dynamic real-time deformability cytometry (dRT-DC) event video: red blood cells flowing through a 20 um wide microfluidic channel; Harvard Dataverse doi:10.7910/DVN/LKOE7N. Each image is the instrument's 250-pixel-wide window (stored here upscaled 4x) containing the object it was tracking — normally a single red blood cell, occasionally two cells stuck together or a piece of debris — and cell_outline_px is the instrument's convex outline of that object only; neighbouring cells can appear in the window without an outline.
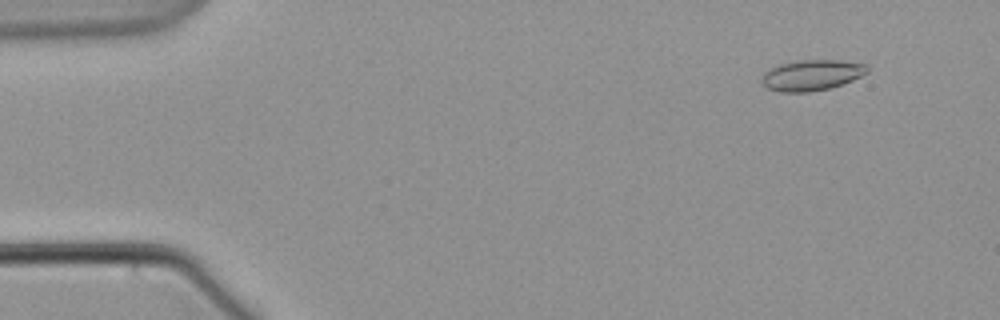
{"species": "common noctule bat (a hibernating species)", "species_latin": "Nyctalus noctula", "temperature_condition": "warm", "stored_images_in_passage": 59, "camera_frame_rate_fps": 3000, "um_per_image_px": 0.085, "animal": {"sex": "male", "body_mass_g": 21.5, "forearm_length_mm": 52.0}, "frame": {"image": 1, "passage_image": 6, "time_ms": 1.667, "image_size_px": [1000, 320], "cell_outline_px": [[868, 72], [852, 80], [828, 88], [808, 92], [780, 92], [768, 88], [760, 80], [764, 72], [780, 64], [800, 60], [840, 60], [868, 64]], "centroid_in_image_um": [69.0, 6.38], "position_along_channel_um": 16.0, "area_um2": 18.73}}
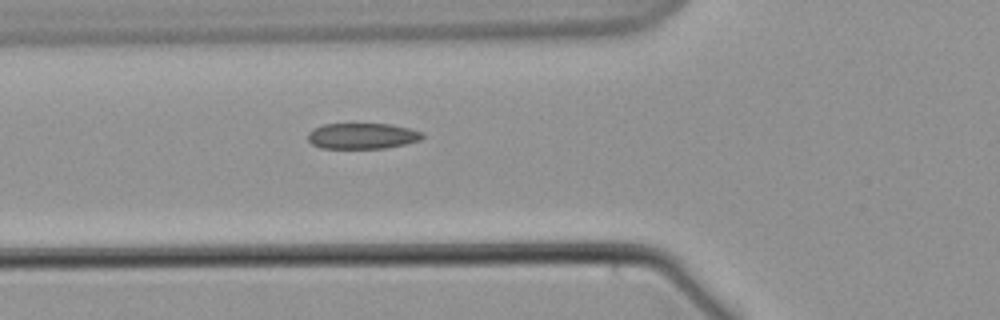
{"frame": {"image": 2, "passage_image": 22, "time_ms": 7.0, "image_size_px": [1000, 320], "cell_outline_px": [[424, 136], [420, 140], [404, 144], [384, 148], [320, 148], [312, 144], [308, 140], [308, 132], [312, 128], [324, 124], [392, 124], [424, 132]], "centroid_in_image_um": [30.78, 11.55], "position_along_channel_um": 95.0, "area_um2": 17.28}}
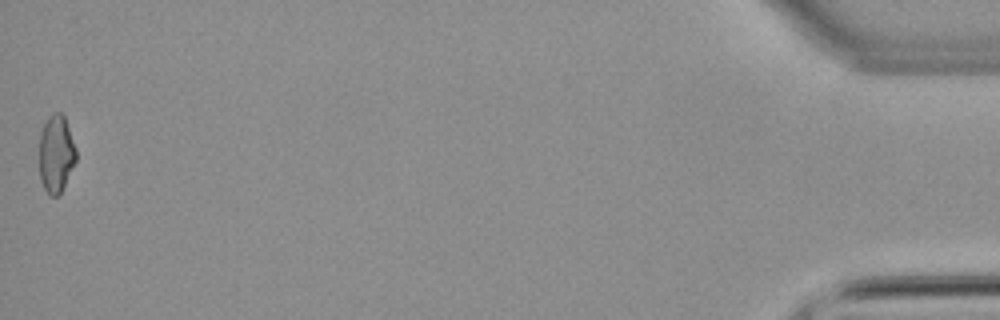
{"frame": {"image": 3, "passage_image": 59, "time_ms": 19.333, "image_size_px": [1000, 320], "cell_outline_px": [[76, 160], [60, 192], [56, 196], [52, 196], [44, 188], [40, 180], [40, 132], [48, 116], [52, 112], [60, 112], [64, 116], [76, 148]], "centroid_in_image_um": [4.76, 13.03], "position_along_channel_um": 430.4, "area_um2": 16.36}}